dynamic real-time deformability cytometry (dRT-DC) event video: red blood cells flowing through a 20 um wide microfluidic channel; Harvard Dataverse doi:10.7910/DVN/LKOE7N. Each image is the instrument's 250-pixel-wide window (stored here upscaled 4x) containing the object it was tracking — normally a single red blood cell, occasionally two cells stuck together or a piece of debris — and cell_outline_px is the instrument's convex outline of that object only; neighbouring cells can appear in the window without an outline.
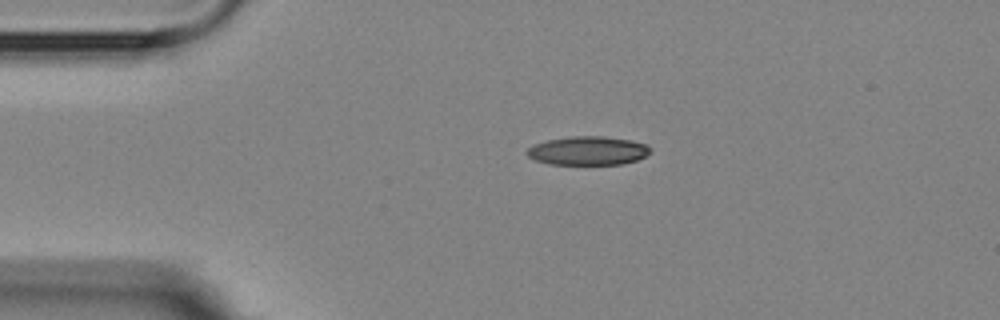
{"species": "Egyptian fruit bat (a non-hibernating species)", "species_latin": "Rousettus aegyptiacus", "temperature_condition": "room temperature", "stored_images_in_passage": 3, "camera_frame_rate_fps": 3000, "um_per_image_px": 0.085, "animal": {"sex": "female"}, "frame": {"image": 1, "passage_image": 3, "time_ms": 3.333, "image_size_px": [1000, 320], "cell_outline_px": [[652, 152], [636, 160], [620, 164], [548, 164], [536, 160], [528, 156], [524, 152], [528, 148], [536, 144], [548, 140], [572, 136], [604, 136], [632, 140], [648, 144], [652, 148]], "centroid_in_image_um": [50.01, 12.8], "position_along_channel_um": 35.0, "area_um2": 20.69}}